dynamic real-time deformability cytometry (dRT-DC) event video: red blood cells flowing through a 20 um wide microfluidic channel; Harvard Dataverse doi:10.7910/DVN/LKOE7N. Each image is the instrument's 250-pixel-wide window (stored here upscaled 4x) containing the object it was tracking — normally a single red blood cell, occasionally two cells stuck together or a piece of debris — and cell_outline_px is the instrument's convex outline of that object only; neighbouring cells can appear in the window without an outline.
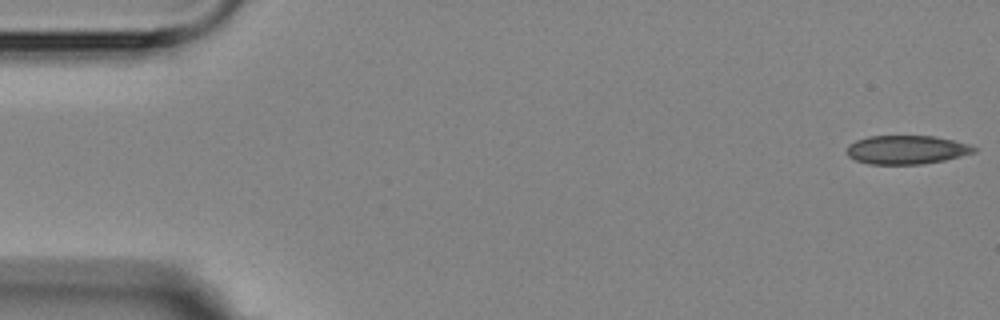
{"species": "Egyptian fruit bat (a non-hibernating species)", "species_latin": "Rousettus aegyptiacus", "temperature_condition": "room temperature", "stored_images_in_passage": 5, "camera_frame_rate_fps": 3000, "um_per_image_px": 0.085, "animal": {"sex": "female"}, "frame": {"image": 1, "passage_image": 1, "time_ms": 0.0, "image_size_px": [1000, 320], "cell_outline_px": [[976, 152], [944, 160], [920, 164], [868, 164], [856, 160], [848, 156], [848, 144], [856, 140], [868, 136], [932, 136], [952, 140], [968, 144], [976, 148]], "centroid_in_image_um": [77.03, 12.73], "position_along_channel_um": 8.0, "area_um2": 21.1}}
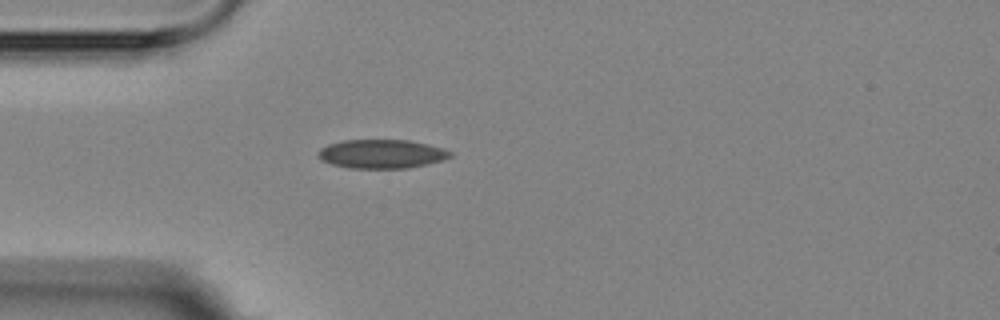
{"frame": {"image": 2, "passage_image": 5, "time_ms": 4.667, "image_size_px": [1000, 320], "cell_outline_px": [[452, 156], [444, 160], [428, 164], [408, 168], [348, 168], [332, 164], [320, 160], [316, 156], [316, 152], [320, 148], [328, 144], [344, 140], [408, 140], [428, 144], [444, 148], [452, 152]], "centroid_in_image_um": [32.42, 13.08], "position_along_channel_um": 52.6, "area_um2": 22.48}}